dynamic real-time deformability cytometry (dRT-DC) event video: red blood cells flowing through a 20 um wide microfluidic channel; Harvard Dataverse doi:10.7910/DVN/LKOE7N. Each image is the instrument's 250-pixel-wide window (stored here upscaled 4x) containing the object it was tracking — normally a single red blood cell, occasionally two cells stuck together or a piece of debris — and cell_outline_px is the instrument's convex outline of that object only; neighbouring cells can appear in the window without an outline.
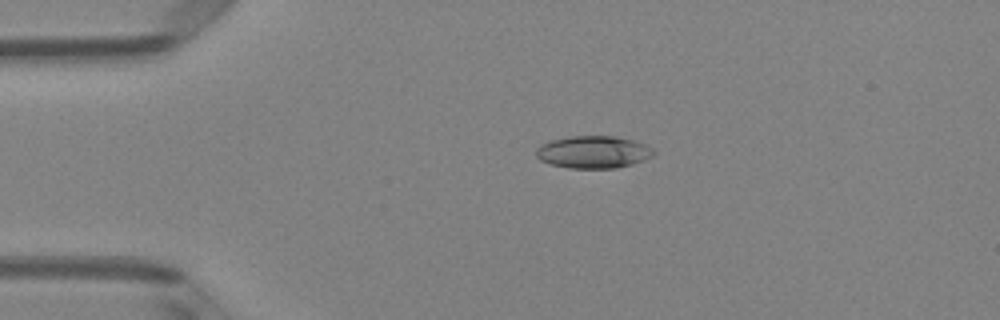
{"species": "Egyptian fruit bat (a non-hibernating species)", "species_latin": "Rousettus aegyptiacus", "temperature_condition": "room temperature", "stored_images_in_passage": 4, "camera_frame_rate_fps": 3000, "um_per_image_px": 0.085, "animal": {"sex": "female"}, "frame": {"image": 1, "passage_image": 3, "time_ms": 0.667, "image_size_px": [1000, 320], "cell_outline_px": [[656, 152], [652, 156], [644, 160], [632, 164], [616, 168], [568, 168], [552, 164], [540, 160], [536, 156], [536, 148], [540, 144], [552, 140], [572, 136], [616, 136], [632, 140], [644, 144], [652, 148]], "centroid_in_image_um": [50.43, 12.92], "position_along_channel_um": 34.6, "area_um2": 22.14}}